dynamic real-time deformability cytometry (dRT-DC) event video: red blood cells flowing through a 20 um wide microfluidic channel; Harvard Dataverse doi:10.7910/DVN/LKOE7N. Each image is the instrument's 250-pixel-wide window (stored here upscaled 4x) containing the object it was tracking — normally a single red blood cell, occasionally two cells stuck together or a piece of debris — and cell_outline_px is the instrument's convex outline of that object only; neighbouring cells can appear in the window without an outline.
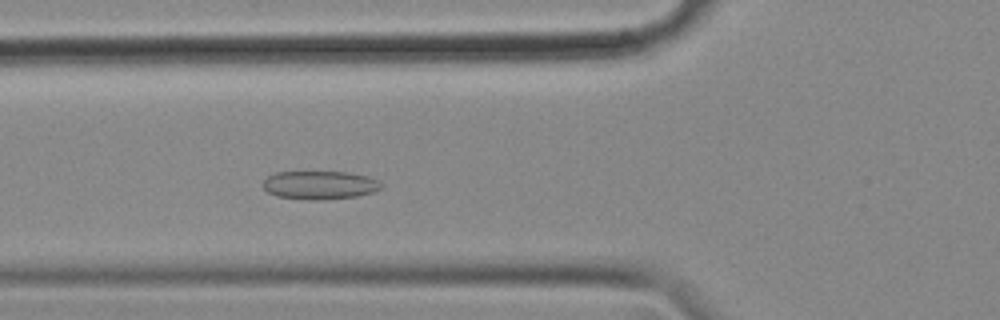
{"species": "common noctule bat (a hibernating species)", "species_latin": "Nyctalus noctula", "temperature_condition": "cold", "stored_images_in_passage": 45, "camera_frame_rate_fps": 3000, "um_per_image_px": 0.085, "animal": {"sex": "female", "body_mass_g": 18.4}, "frame": {"image": 1, "passage_image": 17, "time_ms": 5.333, "image_size_px": [1000, 320], "cell_outline_px": [[384, 184], [380, 188], [372, 192], [356, 196], [320, 200], [304, 200], [276, 196], [268, 192], [264, 188], [264, 180], [268, 176], [276, 172], [348, 172], [368, 176]], "centroid_in_image_um": [27.17, 15.73], "position_along_channel_um": 98.6, "area_um2": 19.54}}
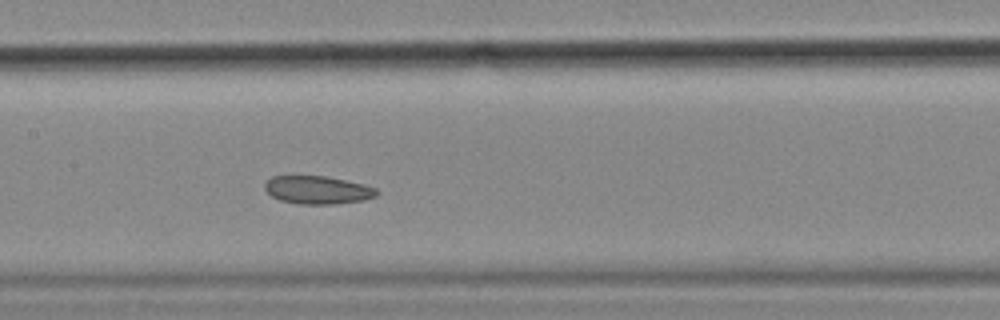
{"frame": {"image": 2, "passage_image": 24, "time_ms": 7.667, "image_size_px": [1000, 320], "cell_outline_px": [[380, 192], [376, 196], [364, 200], [332, 204], [300, 204], [280, 200], [272, 196], [264, 188], [264, 184], [272, 176], [324, 176], [364, 184], [376, 188]], "centroid_in_image_um": [27.01, 16.15], "position_along_channel_um": 180.4, "area_um2": 18.21}}
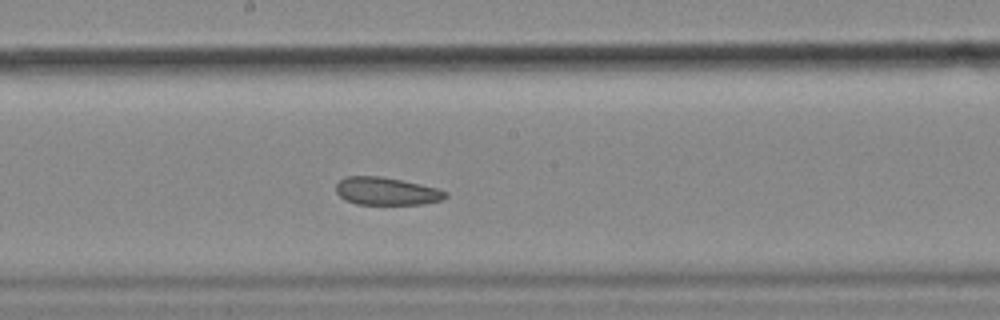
{"frame": {"image": 3, "passage_image": 27, "time_ms": 8.667, "image_size_px": [1000, 320], "cell_outline_px": [[448, 196], [444, 200], [424, 204], [356, 204], [344, 200], [336, 192], [336, 184], [340, 180], [348, 176], [380, 176], [420, 184], [436, 188], [448, 192]], "centroid_in_image_um": [32.86, 16.26], "position_along_channel_um": 215.3, "area_um2": 17.74}, "authors_computed_cell_mechanics": {"area_um2": 19.9988, "velocity_mm_per_s": 3.5061, "shape_relaxation_time_tau1_ms": null, "shape_relaxation_time_tau2_ms": 3.1528, "deformation_change_tau1": null, "deformation_change_tau2": 0.0753}}